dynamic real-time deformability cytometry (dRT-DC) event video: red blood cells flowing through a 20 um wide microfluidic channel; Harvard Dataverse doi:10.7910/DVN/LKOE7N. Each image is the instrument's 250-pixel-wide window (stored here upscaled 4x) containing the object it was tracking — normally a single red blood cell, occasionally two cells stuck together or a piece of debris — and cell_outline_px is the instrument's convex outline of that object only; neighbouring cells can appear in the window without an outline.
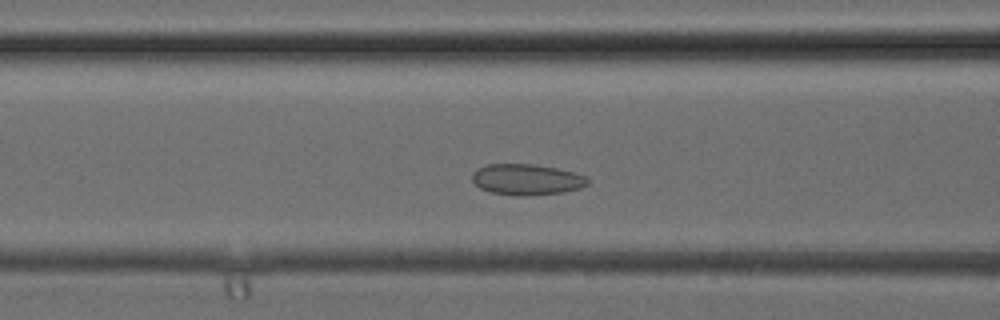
{"species": "common noctule bat (a hibernating species)", "species_latin": "Nyctalus noctula", "temperature_condition": "cold", "stored_images_in_passage": 34, "camera_frame_rate_fps": 3000, "um_per_image_px": 0.085, "animal": {"sex": "female", "body_mass_g": 24.6, "forearm_length_mm": 56.2}, "frame": {"image": 1, "passage_image": 10, "time_ms": 3.0, "image_size_px": [1000, 320], "cell_outline_px": [[588, 184], [580, 188], [564, 192], [528, 196], [516, 196], [492, 192], [480, 188], [472, 180], [472, 172], [476, 168], [488, 164], [532, 164], [556, 168], [588, 176]], "centroid_in_image_um": [44.76, 15.26], "position_along_channel_um": 121.8, "area_um2": 20.92}}
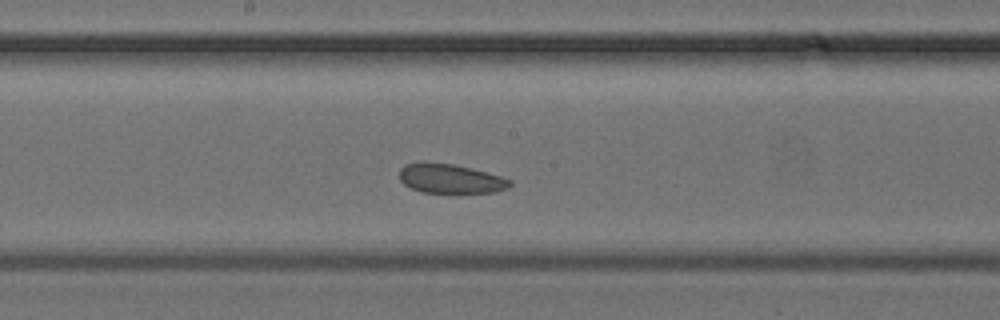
{"frame": {"image": 2, "passage_image": 15, "time_ms": 4.667, "image_size_px": [1000, 320], "cell_outline_px": [[512, 184], [508, 188], [496, 192], [424, 192], [412, 188], [404, 184], [400, 180], [400, 168], [404, 164], [420, 160], [452, 164], [472, 168], [500, 176], [512, 180]], "centroid_in_image_um": [38.26, 15.15], "position_along_channel_um": 209.9, "area_um2": 19.02}}
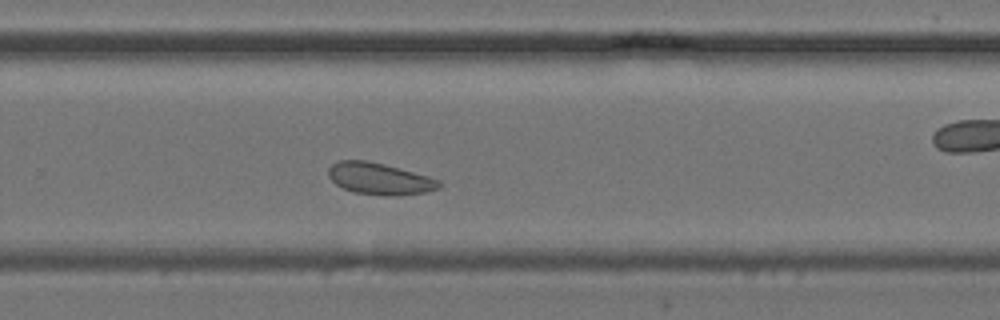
{"frame": {"image": 3, "passage_image": 20, "time_ms": 6.333, "image_size_px": [1000, 320], "cell_outline_px": [[444, 184], [440, 188], [424, 192], [400, 196], [384, 196], [352, 192], [336, 184], [328, 176], [328, 168], [332, 164], [340, 160], [368, 160], [384, 164], [428, 176], [440, 180]], "centroid_in_image_um": [32.28, 15.2], "position_along_channel_um": 297.5, "area_um2": 20.63}}